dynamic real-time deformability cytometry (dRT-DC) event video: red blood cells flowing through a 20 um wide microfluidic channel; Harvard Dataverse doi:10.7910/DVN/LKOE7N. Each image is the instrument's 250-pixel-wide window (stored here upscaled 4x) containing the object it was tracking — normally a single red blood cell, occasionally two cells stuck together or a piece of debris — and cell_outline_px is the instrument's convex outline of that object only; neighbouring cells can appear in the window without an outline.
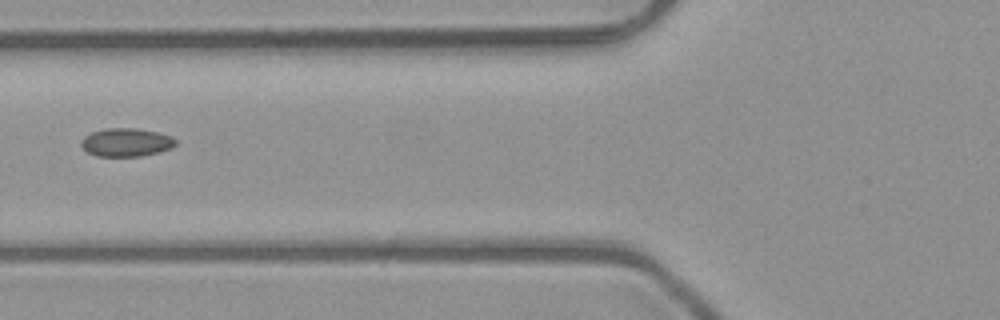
{"species": "common noctule bat (a hibernating species)", "species_latin": "Nyctalus noctula", "temperature_condition": "room temperature", "stored_images_in_passage": 2, "camera_frame_rate_fps": 3000, "um_per_image_px": 0.085, "animal": {"sex": "male", "body_mass_g": 23.1, "forearm_length_mm": 52.7}, "frame": {"image": 1, "passage_image": 2, "time_ms": 0.333, "image_size_px": [1000, 320], "cell_outline_px": [[176, 144], [172, 148], [160, 152], [140, 156], [96, 156], [88, 152], [80, 144], [80, 140], [84, 136], [92, 132], [104, 128], [136, 128], [156, 132], [172, 136], [176, 140]], "centroid_in_image_um": [10.73, 12.09], "position_along_channel_um": 115.1, "area_um2": 15.66}}